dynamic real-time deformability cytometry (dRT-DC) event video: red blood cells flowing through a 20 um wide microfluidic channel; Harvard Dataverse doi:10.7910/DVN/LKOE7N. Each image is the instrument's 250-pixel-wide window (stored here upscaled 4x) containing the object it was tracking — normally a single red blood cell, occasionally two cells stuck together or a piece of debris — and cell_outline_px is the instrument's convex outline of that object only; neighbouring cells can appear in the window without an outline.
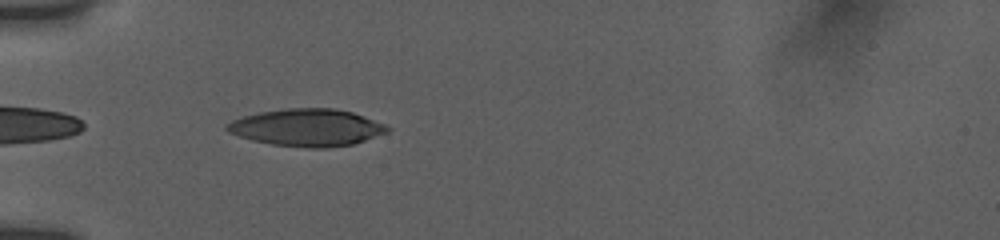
{"species": "human", "species_latin": "Homo sapiens", "temperature_condition": "room temperature", "stored_images_in_passage": 7, "camera_frame_rate_fps": 3000, "um_per_image_px": 0.085, "donor": {"sex": "female"}, "frame": {"image": 1, "passage_image": 4, "time_ms": 2.667, "image_size_px": [1000, 240], "cell_outline_px": [[392, 128], [388, 132], [352, 144], [328, 148], [308, 148], [272, 144], [252, 140], [228, 132], [224, 128], [224, 124], [232, 120], [244, 116], [260, 112], [288, 108], [336, 108], [352, 112], [364, 116], [384, 124]], "centroid_in_image_um": [26.08, 10.84], "position_along_channel_um": 58.9, "area_um2": 34.8}}
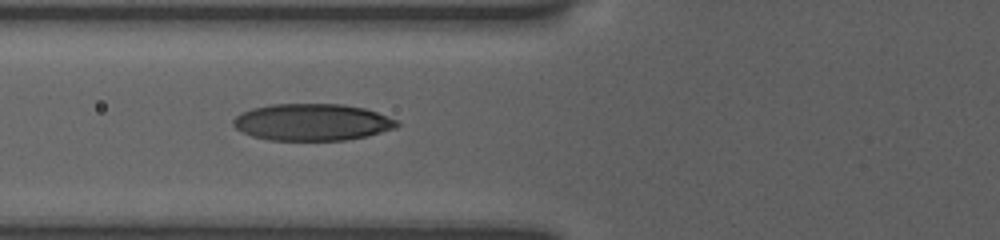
{"frame": {"image": 2, "passage_image": 6, "time_ms": 4.0, "image_size_px": [1000, 240], "cell_outline_px": [[400, 124], [396, 128], [368, 136], [348, 140], [268, 140], [252, 136], [236, 128], [232, 124], [232, 120], [236, 116], [252, 108], [272, 104], [344, 104], [364, 108], [400, 120]], "centroid_in_image_um": [26.58, 10.39], "position_along_channel_um": 99.2, "area_um2": 35.32}}
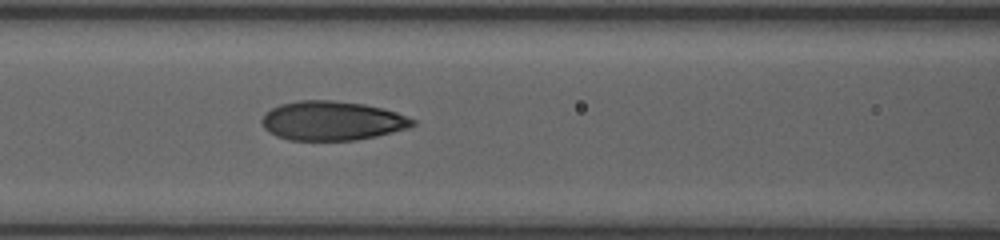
{"frame": {"image": 3, "passage_image": 7, "time_ms": 5.0, "image_size_px": [1000, 240], "cell_outline_px": [[416, 124], [408, 128], [376, 136], [356, 140], [288, 140], [276, 136], [268, 132], [264, 128], [260, 120], [272, 108], [280, 104], [296, 100], [332, 100], [364, 104], [396, 112], [416, 120]], "centroid_in_image_um": [28.21, 10.27], "position_along_channel_um": 138.4, "area_um2": 34.45}}